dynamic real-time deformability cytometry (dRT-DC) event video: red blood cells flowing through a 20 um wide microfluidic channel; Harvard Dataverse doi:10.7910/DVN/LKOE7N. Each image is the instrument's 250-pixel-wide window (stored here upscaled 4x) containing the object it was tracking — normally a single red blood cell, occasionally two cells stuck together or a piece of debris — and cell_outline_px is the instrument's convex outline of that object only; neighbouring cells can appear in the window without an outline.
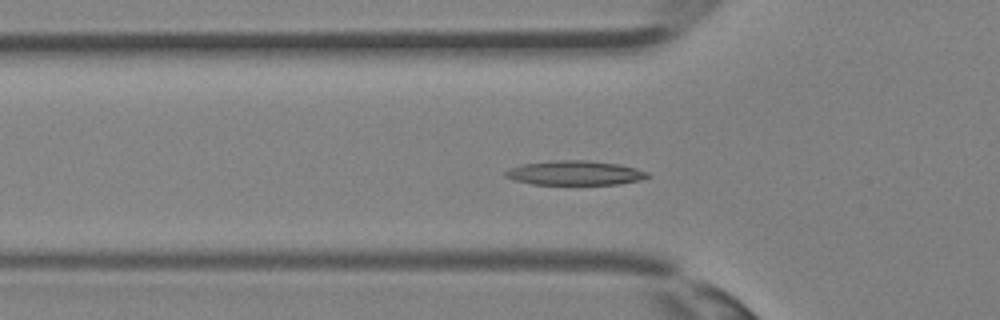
{"species": "Egyptian fruit bat (a non-hibernating species)", "species_latin": "Rousettus aegyptiacus", "temperature_condition": "room temperature", "stored_images_in_passage": 32, "camera_frame_rate_fps": 3000, "um_per_image_px": 0.085, "animal": {"sex": "female"}, "frame": {"image": 1, "passage_image": 8, "time_ms": 2.333, "image_size_px": [1000, 320], "cell_outline_px": [[652, 176], [640, 180], [620, 184], [532, 184], [516, 180], [504, 176], [504, 172], [512, 168], [524, 164], [552, 160], [588, 160], [620, 164], [636, 168], [648, 172]], "centroid_in_image_um": [48.93, 14.69], "position_along_channel_um": 76.9, "area_um2": 20.17}}
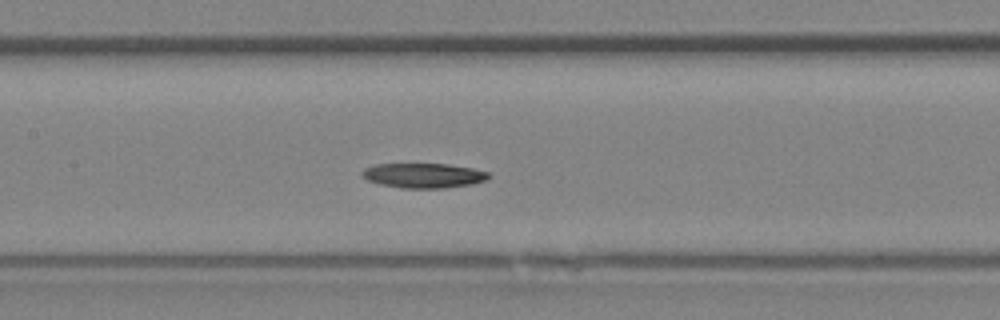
{"frame": {"image": 2, "passage_image": 13, "time_ms": 4.0, "image_size_px": [1000, 320], "cell_outline_px": [[488, 176], [484, 180], [472, 184], [444, 188], [400, 188], [380, 184], [368, 180], [360, 176], [360, 172], [364, 168], [376, 164], [448, 164], [472, 168], [488, 172]], "centroid_in_image_um": [35.93, 14.92], "position_along_channel_um": 171.5, "area_um2": 18.21}}
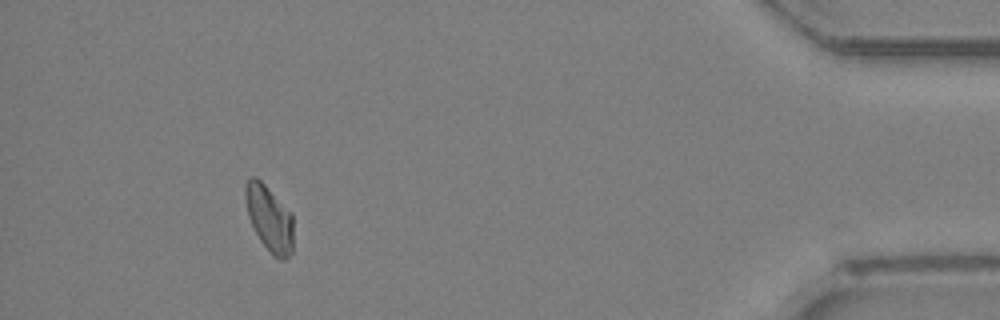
{"frame": {"image": 3, "passage_image": 29, "time_ms": 9.333, "image_size_px": [1000, 320], "cell_outline_px": [[292, 252], [284, 260], [280, 260], [272, 256], [260, 240], [248, 216], [244, 200], [244, 184], [248, 176], [256, 176], [292, 212]], "centroid_in_image_um": [22.86, 18.53], "position_along_channel_um": 412.3, "area_um2": 18.67}}